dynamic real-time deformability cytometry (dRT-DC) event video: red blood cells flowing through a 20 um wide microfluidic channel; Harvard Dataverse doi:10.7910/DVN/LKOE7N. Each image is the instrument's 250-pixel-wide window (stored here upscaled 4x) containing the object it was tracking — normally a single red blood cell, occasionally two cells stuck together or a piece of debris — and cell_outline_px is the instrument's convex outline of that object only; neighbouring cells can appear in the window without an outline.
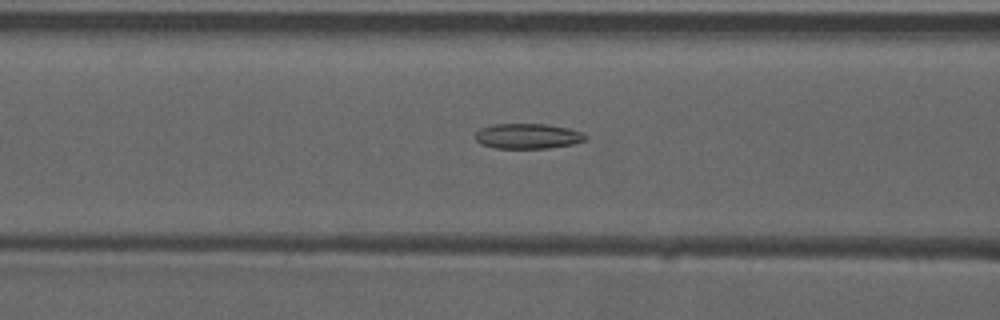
{"species": "common noctule bat (a hibernating species)", "species_latin": "Nyctalus noctula", "temperature_condition": "warm", "stored_images_in_passage": 53, "camera_frame_rate_fps": 3000, "um_per_image_px": 0.085, "animal": {"sex": "male", "forearm_length_mm": 52.5}, "frame": {"image": 1, "passage_image": 22, "time_ms": 7.0, "image_size_px": [1000, 320], "cell_outline_px": [[584, 140], [572, 144], [548, 148], [496, 148], [480, 144], [476, 140], [476, 132], [480, 128], [492, 124], [548, 124], [568, 128], [580, 132], [584, 136]], "centroid_in_image_um": [44.79, 11.56], "position_along_channel_um": 121.8, "area_um2": 16.01}}
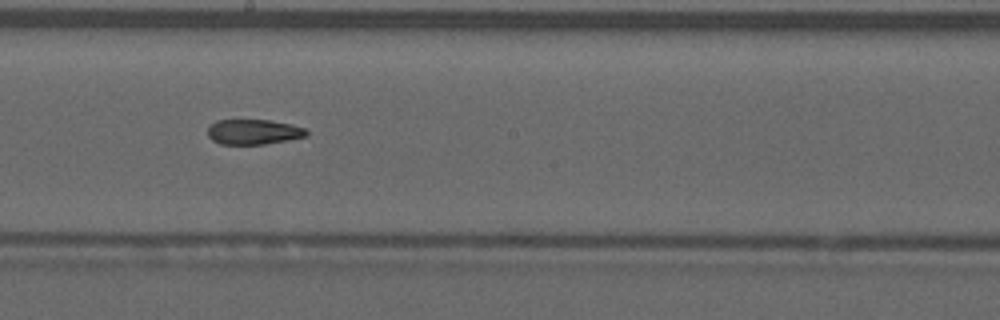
{"frame": {"image": 2, "passage_image": 30, "time_ms": 9.667, "image_size_px": [1000, 320], "cell_outline_px": [[308, 136], [288, 140], [264, 144], [220, 144], [212, 140], [208, 136], [208, 128], [216, 120], [268, 120], [292, 124], [304, 128], [308, 132]], "centroid_in_image_um": [21.56, 11.21], "position_along_channel_um": 226.6, "area_um2": 14.45}}
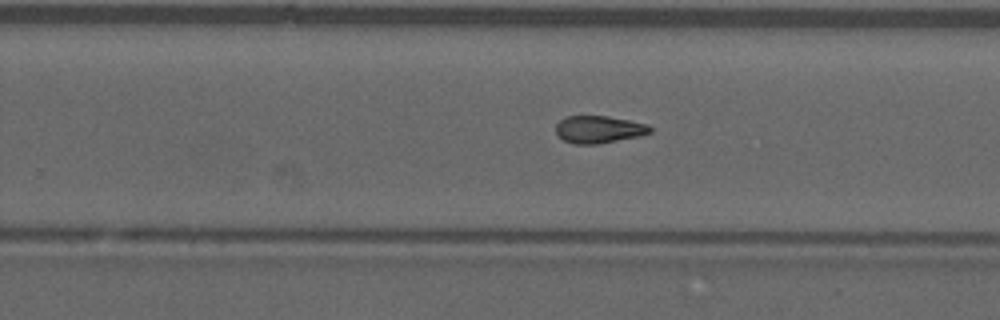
{"frame": {"image": 3, "passage_image": 34, "time_ms": 11.0, "image_size_px": [1000, 320], "cell_outline_px": [[652, 132], [640, 136], [600, 144], [572, 144], [556, 136], [556, 124], [564, 116], [608, 116], [648, 124], [652, 128]], "centroid_in_image_um": [50.89, 11.01], "position_along_channel_um": 278.9, "area_um2": 15.26}, "authors_computed_cell_mechanics": {"area_um2": 15.7216, "velocity_mm_per_s": 3.9461, "shape_relaxation_time_tau1_ms": null, "shape_relaxation_time_tau2_ms": 4.9947, "deformation_change_tau1": null, "deformation_change_tau2": 0.1351}}